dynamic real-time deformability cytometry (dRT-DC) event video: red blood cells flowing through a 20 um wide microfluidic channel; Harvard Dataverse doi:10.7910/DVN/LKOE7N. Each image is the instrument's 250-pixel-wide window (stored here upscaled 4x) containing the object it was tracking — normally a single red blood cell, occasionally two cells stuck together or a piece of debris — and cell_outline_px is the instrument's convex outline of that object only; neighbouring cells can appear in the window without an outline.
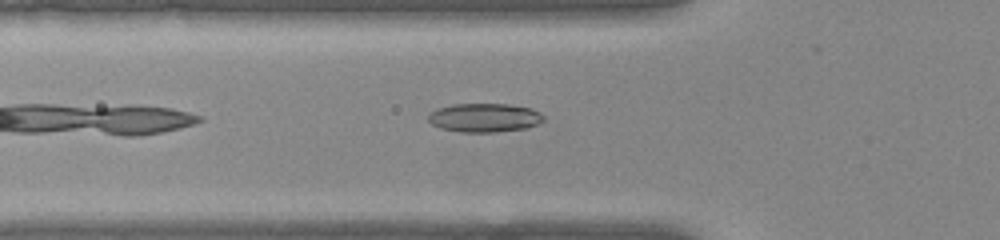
{"species": "common noctule bat (a hibernating species)", "species_latin": "Nyctalus noctula", "temperature_condition": "warm", "stored_images_in_passage": 31, "camera_frame_rate_fps": 3000, "um_per_image_px": 0.085, "animal": {"sex": "female", "body_mass_g": 22.0, "forearm_length_mm": 56.7}, "frame": {"image": 1, "passage_image": 2, "time_ms": 0.333, "image_size_px": [1000, 240], "cell_outline_px": [[544, 120], [536, 124], [524, 128], [496, 132], [460, 132], [440, 128], [432, 124], [428, 120], [428, 116], [436, 108], [452, 104], [508, 104], [528, 108], [540, 112], [544, 116]], "centroid_in_image_um": [41.15, 10.0], "position_along_channel_um": 84.7, "area_um2": 19.25}}
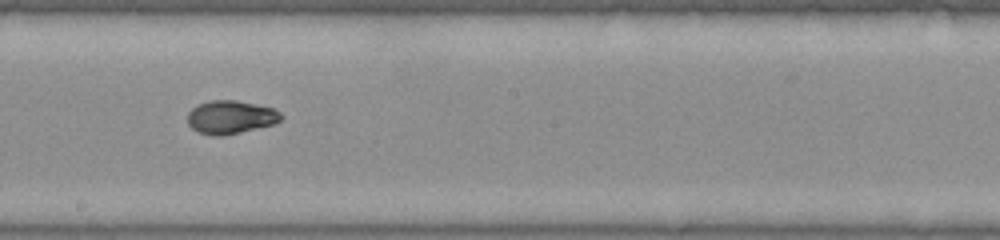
{"frame": {"image": 2, "passage_image": 13, "time_ms": 4.0, "image_size_px": [1000, 240], "cell_outline_px": [[284, 116], [276, 124], [224, 136], [212, 136], [200, 132], [192, 128], [188, 124], [188, 112], [192, 108], [208, 100], [236, 100], [272, 108], [280, 112]], "centroid_in_image_um": [19.62, 9.97], "position_along_channel_um": 228.6, "area_um2": 18.21}}
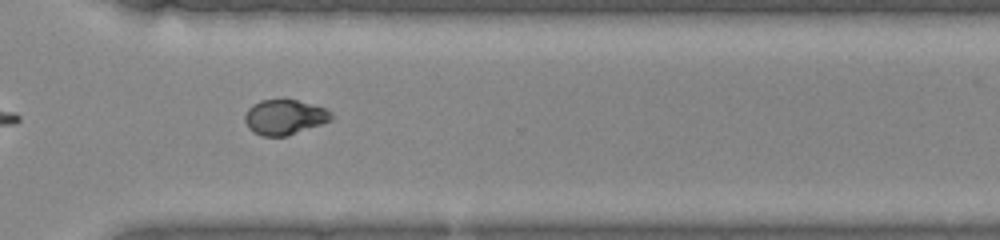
{"frame": {"image": 3, "passage_image": 22, "time_ms": 7.0, "image_size_px": [1000, 240], "cell_outline_px": [[336, 116], [332, 120], [288, 136], [264, 136], [248, 128], [244, 120], [244, 116], [248, 108], [252, 104], [260, 100], [296, 100], [324, 108], [332, 112]], "centroid_in_image_um": [24.2, 9.96], "position_along_channel_um": 346.4, "area_um2": 17.63}}